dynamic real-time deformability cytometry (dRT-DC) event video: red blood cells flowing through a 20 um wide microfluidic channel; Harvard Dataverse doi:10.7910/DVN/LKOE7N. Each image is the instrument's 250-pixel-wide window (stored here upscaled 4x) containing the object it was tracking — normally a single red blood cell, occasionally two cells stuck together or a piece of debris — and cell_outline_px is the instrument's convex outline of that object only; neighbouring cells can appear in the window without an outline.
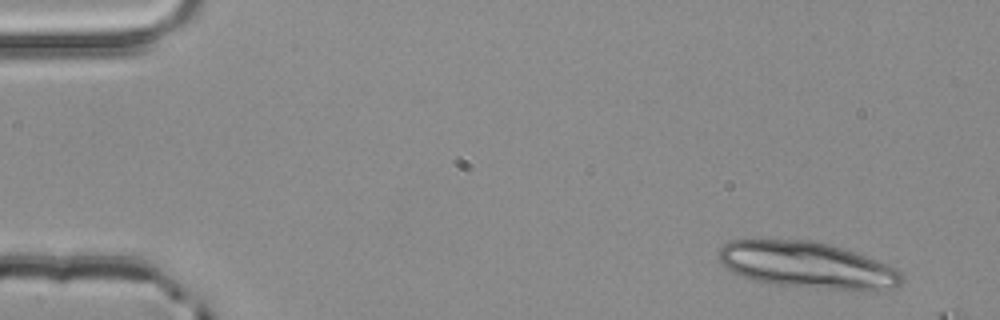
{"species": "common noctule bat (a hibernating species)", "species_latin": "Nyctalus noctula", "temperature_condition": "room temperature", "stored_images_in_passage": 5, "camera_frame_rate_fps": 3000, "um_per_image_px": 0.085, "animal": {"sex": "male", "body_mass_g": 20.4}, "frame": {"image": 1, "passage_image": 5, "time_ms": 1.333, "image_size_px": [1000, 320], "cell_outline_px": [[904, 280], [900, 284], [876, 288], [828, 288], [772, 284], [748, 280], [728, 268], [720, 260], [720, 248], [728, 240], [812, 240], [828, 244], [876, 260], [896, 268], [904, 272]], "centroid_in_image_um": [68.53, 22.5], "position_along_channel_um": 16.5, "area_um2": 48.21}}